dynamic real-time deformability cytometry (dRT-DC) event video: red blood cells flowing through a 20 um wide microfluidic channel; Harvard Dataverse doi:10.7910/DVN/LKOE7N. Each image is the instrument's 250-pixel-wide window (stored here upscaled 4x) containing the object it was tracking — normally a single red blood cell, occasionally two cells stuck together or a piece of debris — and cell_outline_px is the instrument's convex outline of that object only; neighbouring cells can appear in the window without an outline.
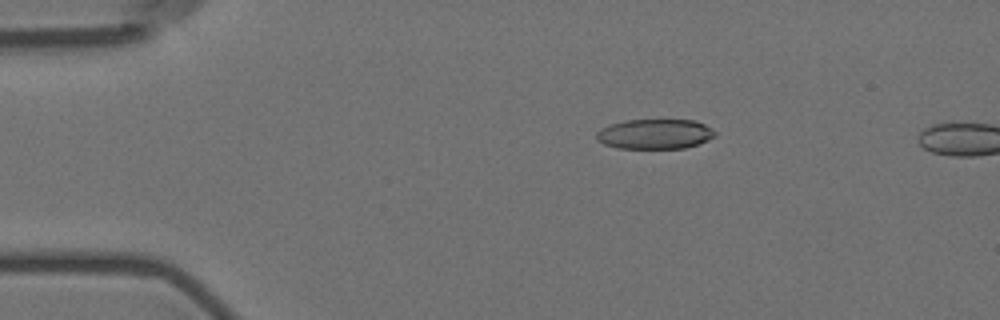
{"species": "Egyptian fruit bat (a non-hibernating species)", "species_latin": "Rousettus aegyptiacus", "temperature_condition": "room temperature", "stored_images_in_passage": 5, "camera_frame_rate_fps": 3000, "um_per_image_px": 0.085, "animal": {"sex": "female"}, "frame": {"image": 1, "passage_image": 4, "time_ms": 3.333, "image_size_px": [1000, 320], "cell_outline_px": [[716, 136], [708, 140], [684, 148], [616, 148], [604, 144], [596, 140], [596, 132], [600, 128], [608, 124], [624, 120], [692, 120], [704, 124], [712, 128], [716, 132]], "centroid_in_image_um": [55.63, 11.39], "position_along_channel_um": 29.4, "area_um2": 20.81}}